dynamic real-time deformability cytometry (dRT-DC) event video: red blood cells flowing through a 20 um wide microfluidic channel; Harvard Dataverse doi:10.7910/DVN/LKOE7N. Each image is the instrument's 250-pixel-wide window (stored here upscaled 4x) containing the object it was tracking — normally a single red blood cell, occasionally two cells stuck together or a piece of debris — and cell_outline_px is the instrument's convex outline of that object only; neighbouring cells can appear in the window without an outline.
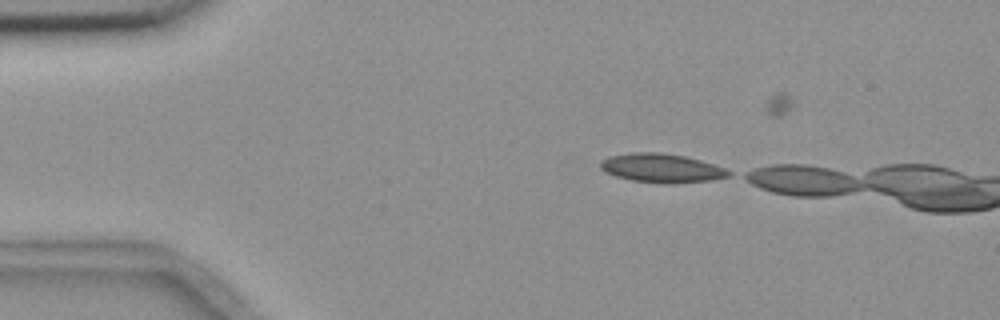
{"species": "common noctule bat (a hibernating species)", "species_latin": "Nyctalus noctula", "temperature_condition": "room temperature", "stored_images_in_passage": 5, "camera_frame_rate_fps": 3000, "um_per_image_px": 0.085, "animal": {"sex": "female", "body_mass_g": 18.4}, "frame": {"image": 1, "passage_image": 3, "time_ms": 2.667, "image_size_px": [1000, 320], "cell_outline_px": [[732, 176], [712, 180], [672, 184], [664, 184], [632, 180], [616, 176], [604, 172], [600, 168], [600, 160], [608, 156], [636, 152], [660, 152], [684, 156], [700, 160], [724, 168], [732, 172]], "centroid_in_image_um": [56.23, 14.29], "position_along_channel_um": 28.8, "area_um2": 21.73}}